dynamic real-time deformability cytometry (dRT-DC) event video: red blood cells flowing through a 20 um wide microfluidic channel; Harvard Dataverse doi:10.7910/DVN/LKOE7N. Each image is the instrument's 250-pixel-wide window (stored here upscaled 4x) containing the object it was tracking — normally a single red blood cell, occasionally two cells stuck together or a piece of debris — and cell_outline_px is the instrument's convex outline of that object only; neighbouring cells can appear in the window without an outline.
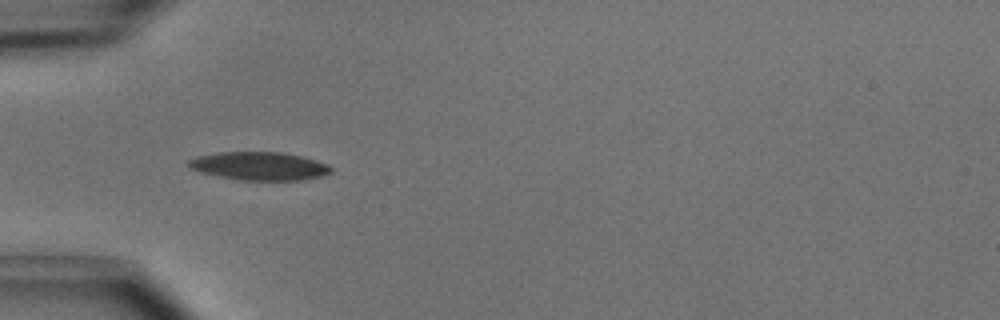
{"species": "common noctule bat (a hibernating species)", "species_latin": "Nyctalus noctula", "temperature_condition": "cold", "stored_images_in_passage": 4, "camera_frame_rate_fps": 3000, "um_per_image_px": 0.085, "animal": {"sex": "male", "body_mass_g": 15.6}, "frame": {"image": 1, "passage_image": 2, "time_ms": 0.333, "image_size_px": [1000, 320], "cell_outline_px": [[332, 172], [320, 176], [304, 180], [240, 180], [200, 172], [188, 168], [184, 164], [188, 160], [196, 156], [220, 152], [280, 152], [300, 156], [316, 160], [328, 164], [332, 168]], "centroid_in_image_um": [22.0, 14.11], "position_along_channel_um": 63.0, "area_um2": 23.52}}
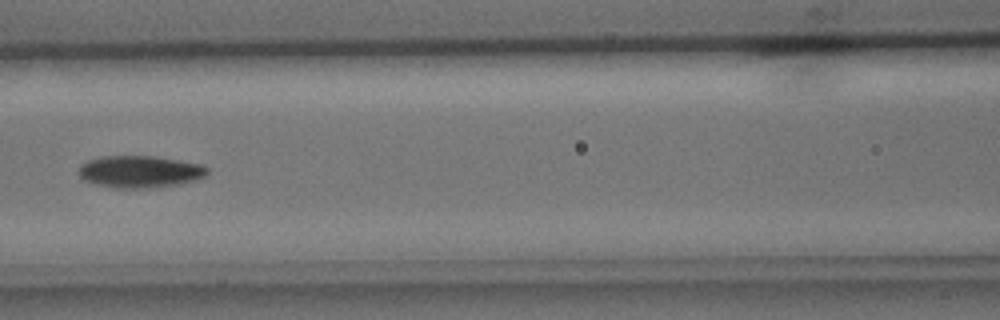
{"frame": {"image": 2, "passage_image": 4, "time_ms": 1.0, "image_size_px": [1000, 320], "cell_outline_px": [[208, 172], [204, 176], [180, 184], [160, 188], [116, 188], [96, 184], [84, 180], [80, 176], [80, 164], [88, 160], [100, 156], [156, 156], [200, 164], [208, 168]], "centroid_in_image_um": [11.88, 14.59], "position_along_channel_um": 154.7, "area_um2": 24.04}}